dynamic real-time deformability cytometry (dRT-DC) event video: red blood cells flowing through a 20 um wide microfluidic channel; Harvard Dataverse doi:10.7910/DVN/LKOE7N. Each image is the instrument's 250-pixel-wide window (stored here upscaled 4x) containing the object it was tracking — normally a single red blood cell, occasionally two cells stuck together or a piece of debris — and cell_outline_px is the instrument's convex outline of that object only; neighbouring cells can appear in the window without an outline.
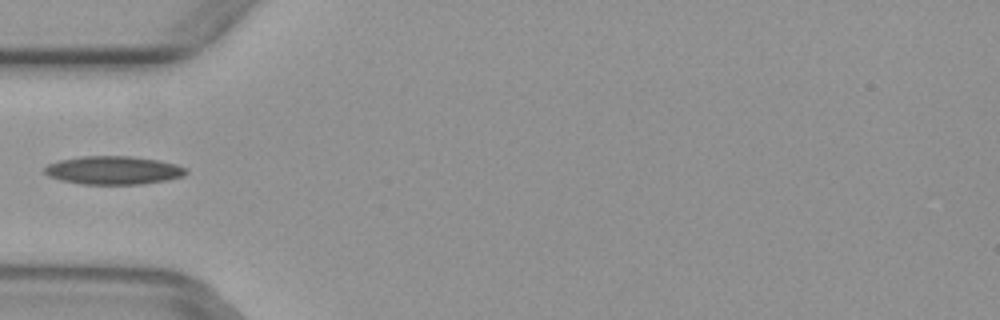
{"species": "common noctule bat (a hibernating species)", "species_latin": "Nyctalus noctula", "temperature_condition": "warm", "stored_images_in_passage": 1, "camera_frame_rate_fps": 3000, "um_per_image_px": 0.085, "animal": {"sex": "female", "body_mass_g": 29.2, "forearm_length_mm": 56.3}, "frame": {"image": 1, "passage_image": 1, "time_ms": 0.0, "image_size_px": [1000, 320], "cell_outline_px": [[188, 172], [184, 176], [168, 180], [144, 184], [80, 184], [60, 180], [48, 176], [44, 172], [44, 168], [48, 164], [60, 160], [80, 156], [132, 156], [156, 160], [176, 164], [188, 168]], "centroid_in_image_um": [9.66, 14.48], "position_along_channel_um": 75.3, "area_um2": 23.52}}